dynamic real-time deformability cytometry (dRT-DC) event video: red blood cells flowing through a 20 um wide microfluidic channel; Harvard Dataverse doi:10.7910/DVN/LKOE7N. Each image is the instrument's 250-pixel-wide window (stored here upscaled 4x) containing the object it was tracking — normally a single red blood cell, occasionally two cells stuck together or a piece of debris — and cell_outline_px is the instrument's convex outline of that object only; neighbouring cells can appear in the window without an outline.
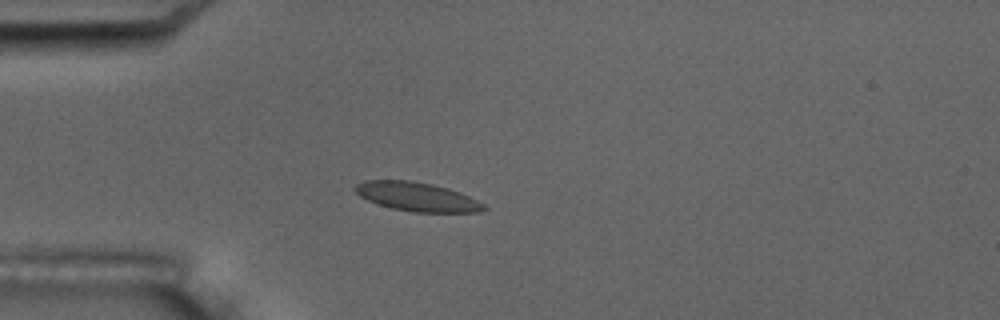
{"species": "common noctule bat (a hibernating species)", "species_latin": "Nyctalus noctula", "temperature_condition": "room temperature", "stored_images_in_passage": 4, "camera_frame_rate_fps": 3000, "um_per_image_px": 0.085, "animal": {"sex": "male", "body_mass_g": 17.5, "forearm_length_mm": 52.3}, "frame": {"image": 1, "passage_image": 4, "time_ms": 3.333, "image_size_px": [1000, 320], "cell_outline_px": [[488, 208], [480, 212], [412, 212], [392, 208], [368, 200], [360, 196], [352, 188], [356, 184], [364, 180], [412, 180], [432, 184], [448, 188], [460, 192], [484, 204]], "centroid_in_image_um": [35.44, 16.71], "position_along_channel_um": 49.6, "area_um2": 21.68}}